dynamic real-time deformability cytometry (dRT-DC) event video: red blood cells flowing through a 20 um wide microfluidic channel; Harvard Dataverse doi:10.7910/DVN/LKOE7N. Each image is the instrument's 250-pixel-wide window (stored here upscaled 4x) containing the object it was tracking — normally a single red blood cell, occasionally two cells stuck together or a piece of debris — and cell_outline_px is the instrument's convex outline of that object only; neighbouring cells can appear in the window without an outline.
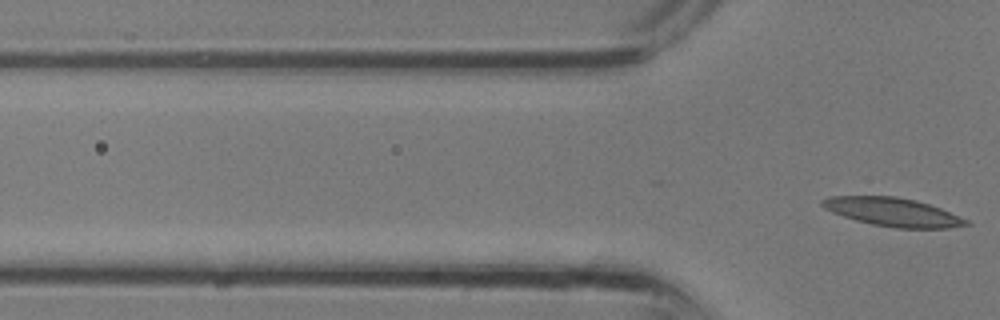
{"species": "common noctule bat (a hibernating species)", "species_latin": "Nyctalus noctula", "temperature_condition": "room temperature", "stored_images_in_passage": 5, "segment_of_instrument_passage": [2, 2], "camera_frame_rate_fps": 3000, "um_per_image_px": 0.085, "animal": {"sex": "male", "body_mass_g": 13.3}, "frame": {"image": 1, "passage_image": 5, "time_ms": 1.333, "image_size_px": [1000, 320], "cell_outline_px": [[972, 224], [948, 228], [896, 228], [872, 224], [856, 220], [832, 212], [824, 208], [820, 204], [820, 200], [828, 196], [896, 196], [916, 200], [940, 208], [968, 220]], "centroid_in_image_um": [75.87, 18.02], "position_along_channel_um": 49.9, "area_um2": 23.81}}